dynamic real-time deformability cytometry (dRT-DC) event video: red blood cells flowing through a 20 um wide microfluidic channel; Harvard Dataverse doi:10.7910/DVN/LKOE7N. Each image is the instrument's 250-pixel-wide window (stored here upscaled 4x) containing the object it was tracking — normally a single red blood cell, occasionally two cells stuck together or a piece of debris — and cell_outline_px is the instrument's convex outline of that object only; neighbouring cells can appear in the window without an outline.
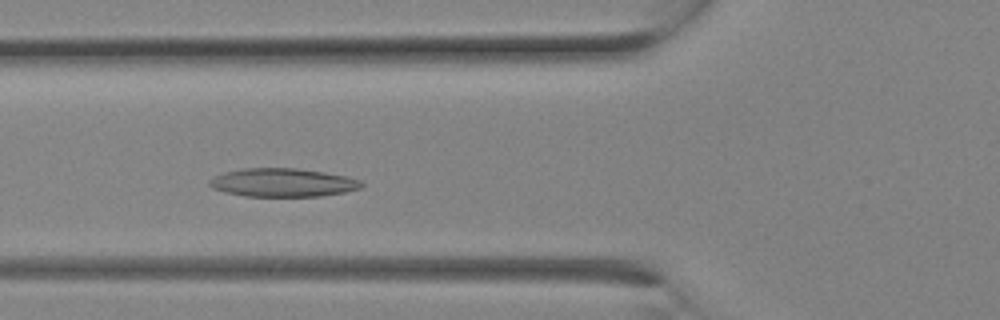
{"species": "Egyptian fruit bat (a non-hibernating species)", "species_latin": "Rousettus aegyptiacus", "temperature_condition": "room temperature", "stored_images_in_passage": 11, "camera_frame_rate_fps": 3000, "um_per_image_px": 0.085, "animal": {"sex": "female"}, "frame": {"image": 1, "passage_image": 8, "time_ms": 2.333, "image_size_px": [1000, 320], "cell_outline_px": [[364, 184], [360, 188], [344, 192], [320, 196], [244, 196], [224, 192], [212, 188], [208, 184], [208, 180], [224, 172], [244, 168], [296, 168], [324, 172], [344, 176], [360, 180]], "centroid_in_image_um": [24.0, 15.52], "position_along_channel_um": 101.8, "area_um2": 25.09}}
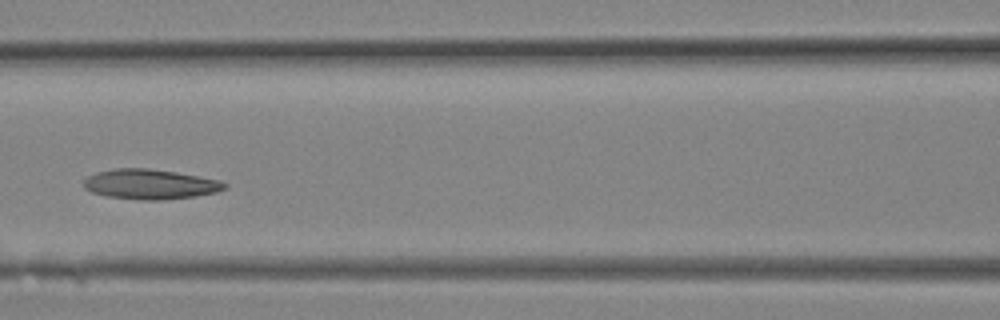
{"frame": {"image": 2, "passage_image": 10, "time_ms": 3.0, "image_size_px": [1000, 320], "cell_outline_px": [[228, 188], [216, 192], [196, 196], [156, 200], [140, 200], [108, 196], [92, 192], [84, 188], [84, 180], [88, 176], [96, 172], [116, 168], [148, 168], [176, 172], [200, 176], [220, 180], [228, 184]], "centroid_in_image_um": [12.79, 15.65], "position_along_channel_um": 153.8, "area_um2": 24.62}}